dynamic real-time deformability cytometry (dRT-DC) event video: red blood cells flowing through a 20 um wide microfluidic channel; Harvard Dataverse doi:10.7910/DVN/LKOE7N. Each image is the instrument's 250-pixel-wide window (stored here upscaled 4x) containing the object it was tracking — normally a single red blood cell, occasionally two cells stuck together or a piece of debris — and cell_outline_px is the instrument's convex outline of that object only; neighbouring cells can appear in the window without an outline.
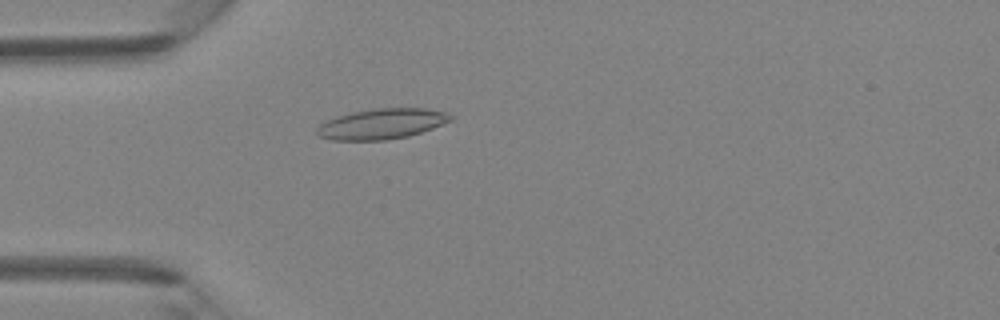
{"species": "Egyptian fruit bat (a non-hibernating species)", "species_latin": "Rousettus aegyptiacus", "temperature_condition": "room temperature", "stored_images_in_passage": 4, "camera_frame_rate_fps": 3000, "um_per_image_px": 0.085, "animal": {"sex": "female"}, "frame": {"image": 1, "passage_image": 4, "time_ms": 3.333, "image_size_px": [1000, 320], "cell_outline_px": [[452, 120], [432, 128], [408, 136], [384, 140], [332, 140], [316, 136], [316, 128], [320, 124], [336, 116], [352, 112], [372, 108], [424, 108], [444, 112], [452, 116]], "centroid_in_image_um": [32.39, 10.53], "position_along_channel_um": 52.6, "area_um2": 23.64}}